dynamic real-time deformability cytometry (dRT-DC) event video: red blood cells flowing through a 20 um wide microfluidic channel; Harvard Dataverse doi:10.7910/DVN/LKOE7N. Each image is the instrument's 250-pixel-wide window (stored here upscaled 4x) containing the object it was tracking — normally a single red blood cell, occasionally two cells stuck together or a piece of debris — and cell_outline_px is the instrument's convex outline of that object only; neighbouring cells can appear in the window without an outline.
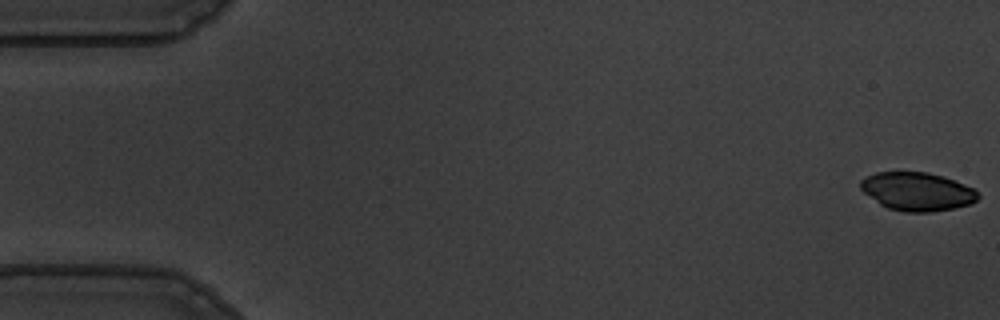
{"species": "common noctule bat (a hibernating species)", "species_latin": "Nyctalus noctula", "temperature_condition": "warm", "stored_images_in_passage": 50, "camera_frame_rate_fps": 3000, "um_per_image_px": 0.085, "animal": {"sex": "male", "body_mass_g": 19.5, "forearm_length_mm": 54.6}, "frame": {"image": 1, "passage_image": 1, "time_ms": 0.0, "image_size_px": [1000, 320], "cell_outline_px": [[980, 196], [972, 204], [932, 212], [904, 212], [888, 208], [880, 204], [864, 192], [860, 188], [860, 180], [876, 172], [928, 172], [944, 176], [964, 184], [972, 188]], "centroid_in_image_um": [77.96, 16.28], "position_along_channel_um": 7.0, "area_um2": 26.18}}